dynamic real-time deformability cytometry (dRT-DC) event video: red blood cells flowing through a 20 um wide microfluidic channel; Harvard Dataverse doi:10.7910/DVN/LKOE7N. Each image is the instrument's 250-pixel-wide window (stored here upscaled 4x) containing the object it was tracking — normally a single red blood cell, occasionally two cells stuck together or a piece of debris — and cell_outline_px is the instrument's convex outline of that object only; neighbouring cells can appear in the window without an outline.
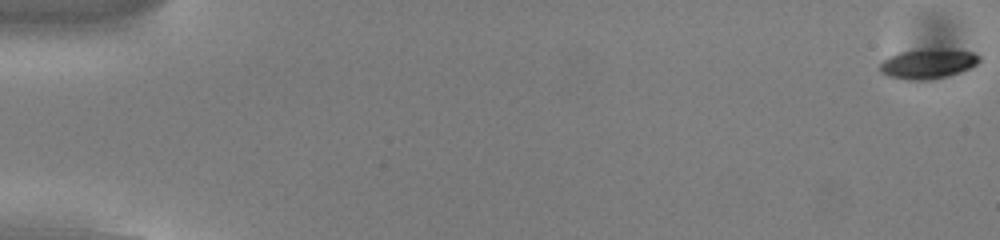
{"species": "common noctule bat (a hibernating species)", "species_latin": "Nyctalus noctula", "temperature_condition": "cold", "stored_images_in_passage": 55, "camera_frame_rate_fps": 3000, "um_per_image_px": 0.085, "animal": {"sex": "male", "body_mass_g": 13.0, "forearm_length_mm": 53.1}, "frame": {"image": 1, "passage_image": 1, "time_ms": 0.0, "image_size_px": [1000, 240], "cell_outline_px": [[980, 60], [976, 64], [960, 72], [948, 76], [920, 80], [888, 76], [880, 72], [880, 64], [888, 56], [900, 52], [928, 48], [948, 48], [972, 52], [980, 56]], "centroid_in_image_um": [78.89, 5.38], "position_along_channel_um": 6.1, "area_um2": 17.17}}
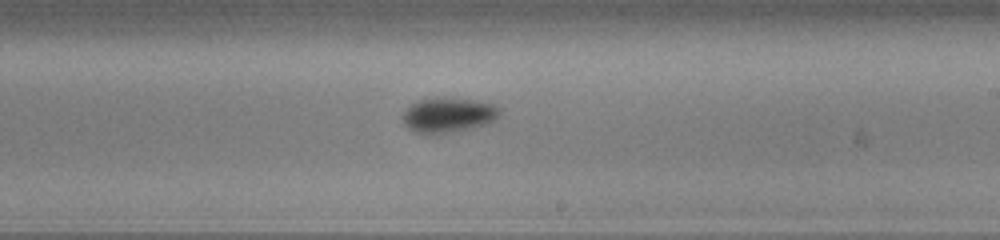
{"frame": {"image": 2, "passage_image": 33, "time_ms": 10.667, "image_size_px": [1000, 240], "cell_outline_px": [[500, 116], [484, 124], [444, 132], [416, 132], [408, 128], [404, 124], [404, 108], [420, 100], [440, 96], [472, 100], [492, 104], [500, 108]], "centroid_in_image_um": [38.08, 9.72], "position_along_channel_um": 250.9, "area_um2": 19.02}}
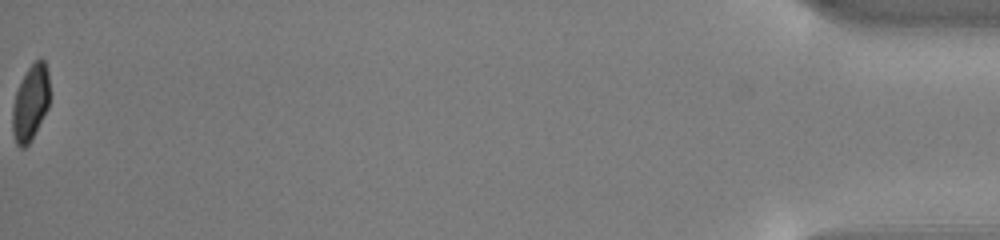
{"frame": {"image": 3, "passage_image": 55, "time_ms": 18.0, "image_size_px": [1000, 240], "cell_outline_px": [[48, 108], [32, 140], [24, 148], [20, 148], [16, 144], [12, 132], [12, 108], [16, 92], [28, 68], [40, 56], [44, 60], [48, 72]], "centroid_in_image_um": [2.58, 8.78], "position_along_channel_um": 432.6, "area_um2": 16.36}, "authors_computed_cell_mechanics": {"area_um2": 17.918, "velocity_mm_per_s": 3.8437, "shape_relaxation_time_tau1_ms": 2.1083, "shape_relaxation_time_tau2_ms": null, "deformation_change_tau1": 0.0867, "deformation_change_tau2": null}}